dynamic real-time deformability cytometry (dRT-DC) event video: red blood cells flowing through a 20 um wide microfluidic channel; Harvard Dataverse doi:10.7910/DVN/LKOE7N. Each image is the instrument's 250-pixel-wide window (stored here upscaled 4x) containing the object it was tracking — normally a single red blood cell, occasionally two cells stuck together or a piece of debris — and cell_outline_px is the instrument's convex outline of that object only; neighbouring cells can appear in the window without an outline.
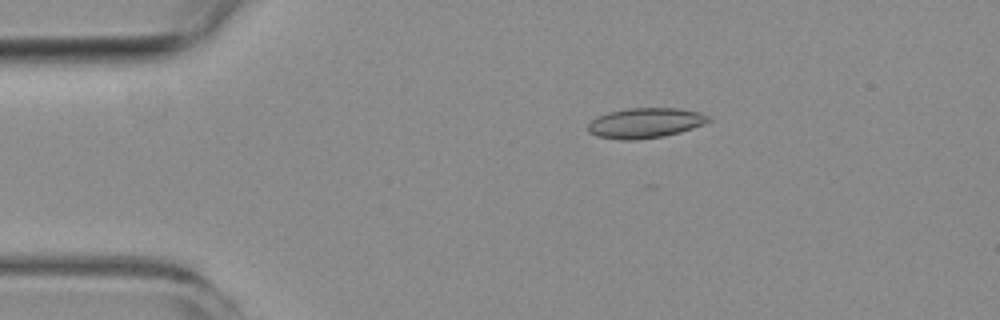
{"species": "common noctule bat (a hibernating species)", "species_latin": "Nyctalus noctula", "temperature_condition": "room temperature", "stored_images_in_passage": 6, "camera_frame_rate_fps": 3000, "um_per_image_px": 0.085, "animal": {"sex": "female", "body_mass_g": 19.3, "forearm_length_mm": 54.1}, "frame": {"image": 1, "passage_image": 3, "time_ms": 2.333, "image_size_px": [1000, 320], "cell_outline_px": [[712, 120], [704, 124], [680, 132], [664, 136], [636, 140], [620, 140], [596, 136], [588, 132], [588, 124], [592, 120], [608, 112], [628, 108], [676, 108], [696, 112], [712, 116]], "centroid_in_image_um": [54.85, 10.46], "position_along_channel_um": 30.2, "area_um2": 21.15}}
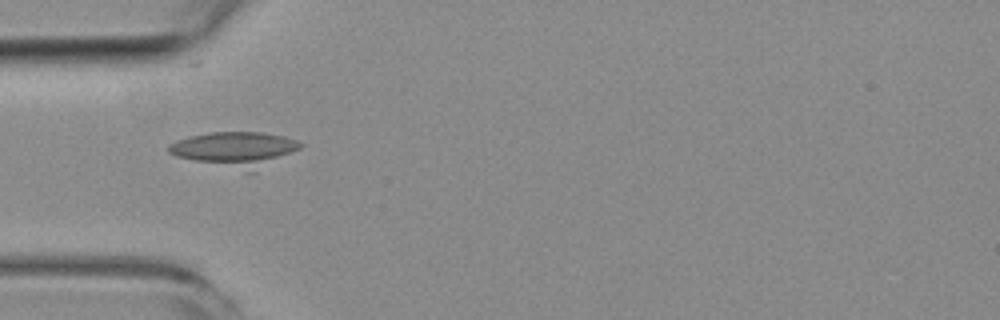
{"frame": {"image": 2, "passage_image": 5, "time_ms": 4.667, "image_size_px": [1000, 320], "cell_outline_px": [[304, 144], [300, 148], [256, 172], [248, 172], [176, 156], [168, 152], [168, 144], [176, 140], [188, 136], [208, 132], [260, 132], [284, 136], [296, 140]], "centroid_in_image_um": [19.99, 12.68], "position_along_channel_um": 65.0, "area_um2": 26.7}}
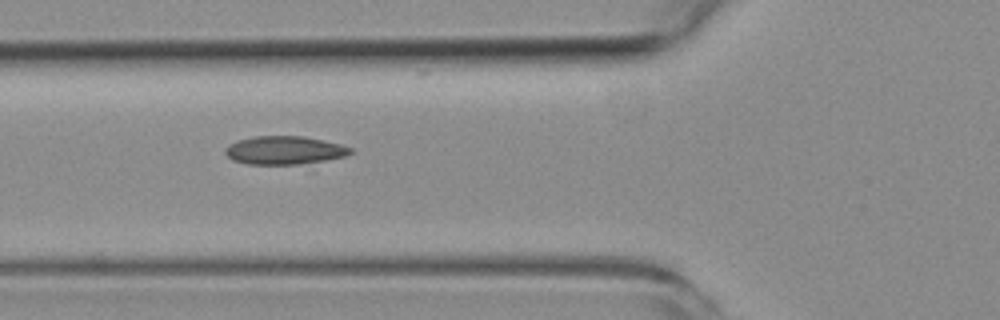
{"frame": {"image": 3, "passage_image": 6, "time_ms": 5.667, "image_size_px": [1000, 320], "cell_outline_px": [[352, 152], [348, 156], [324, 160], [296, 164], [248, 164], [232, 160], [224, 152], [224, 148], [228, 144], [236, 140], [252, 136], [304, 136], [324, 140], [340, 144], [352, 148]], "centroid_in_image_um": [24.14, 12.76], "position_along_channel_um": 101.7, "area_um2": 20.75}}